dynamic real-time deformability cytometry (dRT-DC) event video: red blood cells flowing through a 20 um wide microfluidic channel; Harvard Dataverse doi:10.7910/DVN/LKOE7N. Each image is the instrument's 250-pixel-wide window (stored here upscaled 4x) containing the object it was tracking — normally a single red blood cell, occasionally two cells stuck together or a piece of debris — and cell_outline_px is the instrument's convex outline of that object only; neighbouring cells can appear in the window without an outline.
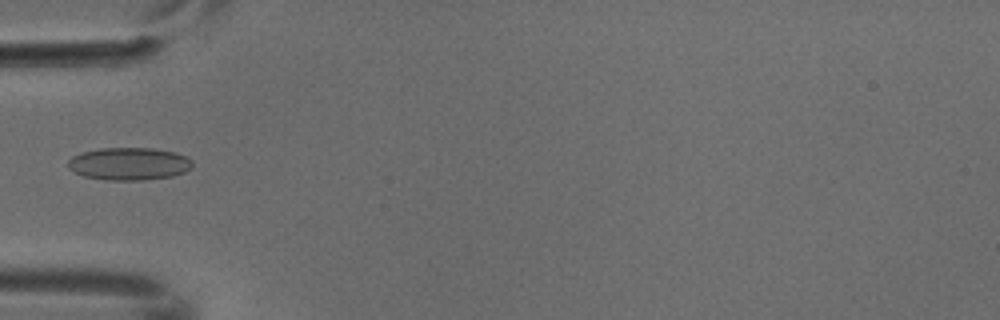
{"species": "common noctule bat (a hibernating species)", "species_latin": "Nyctalus noctula", "temperature_condition": "cold", "stored_images_in_passage": 4, "camera_frame_rate_fps": 3000, "um_per_image_px": 0.085, "animal": {"sex": "male", "body_mass_g": 18.8}, "frame": {"image": 1, "passage_image": 4, "time_ms": 1.0, "image_size_px": [1000, 320], "cell_outline_px": [[192, 168], [184, 172], [172, 176], [144, 180], [108, 180], [84, 176], [72, 172], [68, 168], [68, 160], [72, 156], [80, 152], [100, 148], [152, 148], [176, 152], [192, 160]], "centroid_in_image_um": [10.94, 13.92], "position_along_channel_um": 74.1, "area_um2": 23.81}}